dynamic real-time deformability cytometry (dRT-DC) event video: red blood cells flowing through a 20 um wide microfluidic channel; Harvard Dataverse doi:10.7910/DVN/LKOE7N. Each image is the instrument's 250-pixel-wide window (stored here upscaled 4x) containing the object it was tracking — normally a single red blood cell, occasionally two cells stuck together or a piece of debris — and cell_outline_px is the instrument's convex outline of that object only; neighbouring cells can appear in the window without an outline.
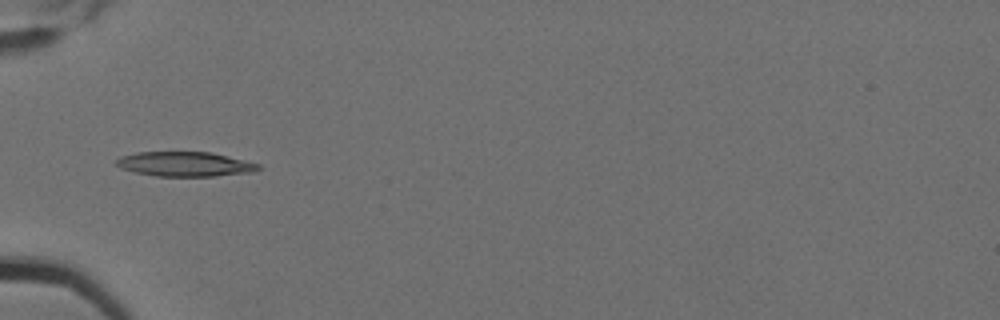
{"species": "Egyptian fruit bat (a non-hibernating species)", "species_latin": "Rousettus aegyptiacus", "temperature_condition": "cold", "stored_images_in_passage": 6, "camera_frame_rate_fps": 3000, "um_per_image_px": 0.085, "animal": {"sex": "female"}, "frame": {"image": 1, "passage_image": 5, "time_ms": 1.333, "image_size_px": [1000, 320], "cell_outline_px": [[260, 168], [252, 172], [216, 176], [156, 176], [136, 172], [120, 168], [116, 164], [116, 160], [120, 156], [136, 152], [212, 152], [260, 164]], "centroid_in_image_um": [15.71, 13.94], "position_along_channel_um": 69.3, "area_um2": 20.35}}
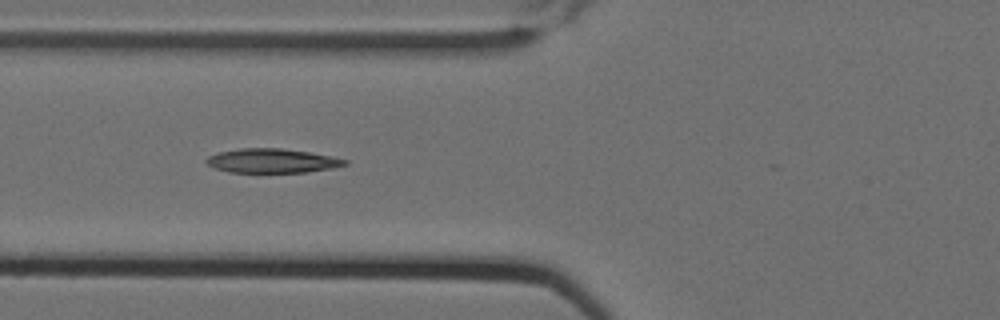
{"frame": {"image": 2, "passage_image": 6, "time_ms": 1.667, "image_size_px": [1000, 320], "cell_outline_px": [[348, 164], [332, 168], [304, 172], [228, 172], [212, 168], [204, 160], [208, 156], [220, 152], [240, 148], [280, 148], [308, 152], [332, 156], [348, 160]], "centroid_in_image_um": [23.1, 13.66], "position_along_channel_um": 102.7, "area_um2": 19.48}}